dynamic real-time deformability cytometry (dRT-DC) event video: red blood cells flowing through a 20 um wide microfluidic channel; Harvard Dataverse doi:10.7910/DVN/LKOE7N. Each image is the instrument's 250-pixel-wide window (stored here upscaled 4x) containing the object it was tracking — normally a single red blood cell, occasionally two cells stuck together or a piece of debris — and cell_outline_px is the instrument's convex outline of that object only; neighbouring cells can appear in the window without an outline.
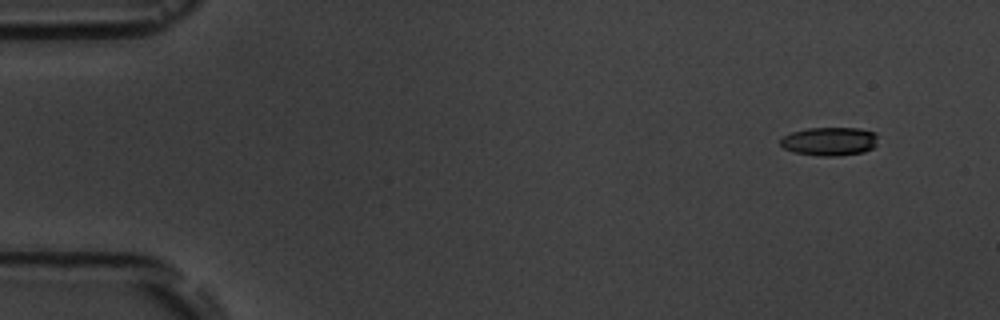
{"species": "common noctule bat (a hibernating species)", "species_latin": "Nyctalus noctula", "temperature_condition": "room temperature", "stored_images_in_passage": 7, "camera_frame_rate_fps": 3000, "um_per_image_px": 0.085, "animal": {"sex": "male", "body_mass_g": 19.5, "forearm_length_mm": 54.6}, "frame": {"image": 1, "passage_image": 1, "time_ms": 0.0, "image_size_px": [1000, 320], "cell_outline_px": [[876, 144], [872, 148], [864, 152], [836, 156], [820, 156], [792, 152], [784, 148], [780, 144], [780, 140], [784, 136], [792, 132], [808, 128], [860, 128], [876, 132]], "centroid_in_image_um": [70.51, 12.01], "position_along_channel_um": 14.5, "area_um2": 16.24}}
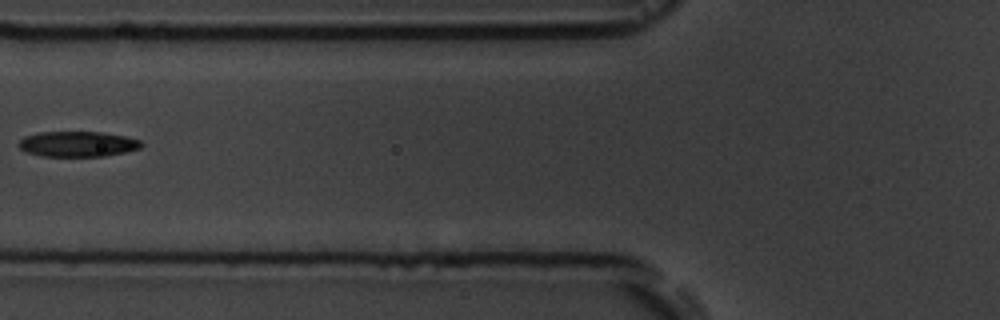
{"frame": {"image": 2, "passage_image": 6, "time_ms": 6.0, "image_size_px": [1000, 320], "cell_outline_px": [[144, 144], [140, 148], [124, 152], [104, 156], [40, 156], [28, 152], [20, 148], [16, 144], [24, 136], [40, 132], [100, 132], [124, 136], [140, 140]], "centroid_in_image_um": [6.58, 12.24], "position_along_channel_um": 119.2, "area_um2": 18.09}}
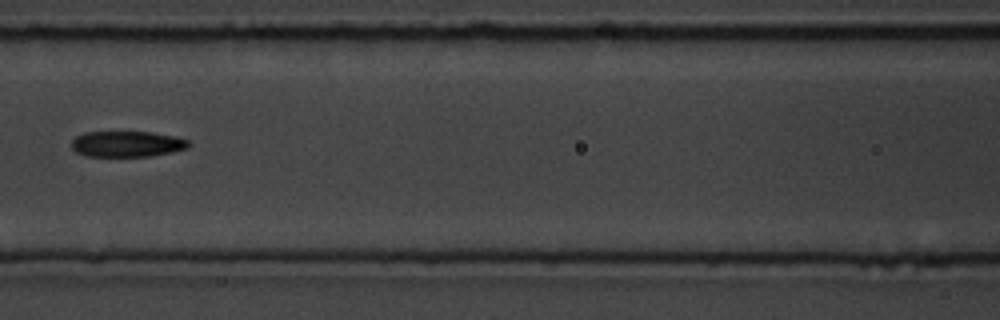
{"frame": {"image": 3, "passage_image": 7, "time_ms": 7.0, "image_size_px": [1000, 320], "cell_outline_px": [[192, 144], [188, 148], [172, 152], [148, 156], [88, 156], [76, 152], [72, 148], [72, 140], [76, 136], [84, 132], [152, 132], [176, 136], [188, 140]], "centroid_in_image_um": [10.83, 12.23], "position_along_channel_um": 155.8, "area_um2": 17.69}}